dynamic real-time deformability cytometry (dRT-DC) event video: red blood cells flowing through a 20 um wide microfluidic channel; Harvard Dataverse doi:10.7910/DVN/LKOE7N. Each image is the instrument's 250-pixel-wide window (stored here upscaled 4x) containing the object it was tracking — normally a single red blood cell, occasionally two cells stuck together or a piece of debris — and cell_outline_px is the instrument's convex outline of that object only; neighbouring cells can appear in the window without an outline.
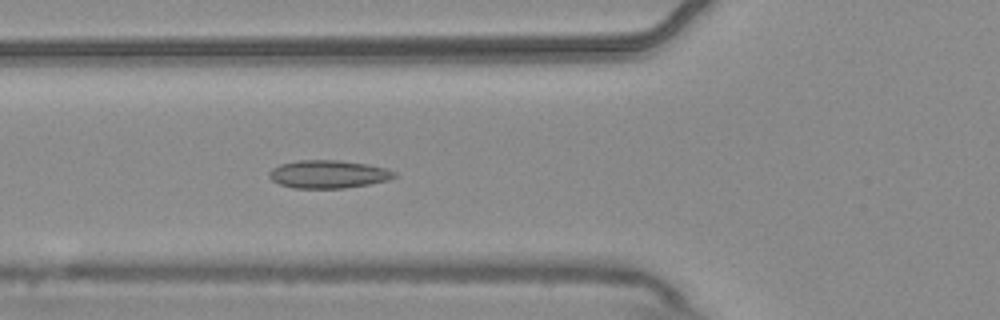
{"species": "common noctule bat (a hibernating species)", "species_latin": "Nyctalus noctula", "temperature_condition": "warm", "stored_images_in_passage": 6, "camera_frame_rate_fps": 3000, "um_per_image_px": 0.085, "animal": {"sex": "male", "body_mass_g": 20.4}, "frame": {"image": 1, "passage_image": 6, "time_ms": 1.667, "image_size_px": [1000, 320], "cell_outline_px": [[396, 176], [388, 180], [368, 184], [344, 188], [292, 188], [280, 184], [272, 180], [268, 176], [268, 172], [272, 168], [280, 164], [300, 160], [340, 160], [368, 164], [384, 168], [396, 172]], "centroid_in_image_um": [27.88, 14.8], "position_along_channel_um": 97.9, "area_um2": 20.4}}